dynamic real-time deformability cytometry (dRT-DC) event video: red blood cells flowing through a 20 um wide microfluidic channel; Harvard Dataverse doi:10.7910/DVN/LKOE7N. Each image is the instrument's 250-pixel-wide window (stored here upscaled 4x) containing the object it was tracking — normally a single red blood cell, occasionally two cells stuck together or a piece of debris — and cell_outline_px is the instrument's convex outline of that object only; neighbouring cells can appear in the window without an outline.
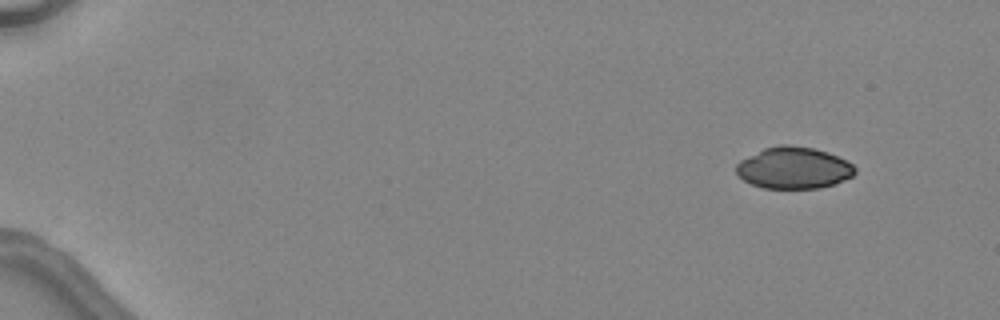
{"species": "common noctule bat (a hibernating species)", "species_latin": "Nyctalus noctula", "temperature_condition": "warm", "stored_images_in_passage": 5, "camera_frame_rate_fps": 3000, "um_per_image_px": 0.085, "animal": {"sex": "female", "body_mass_g": 24.6, "forearm_length_mm": 56.2}, "frame": {"image": 1, "passage_image": 1, "time_ms": 0.0, "image_size_px": [1000, 320], "cell_outline_px": [[856, 172], [852, 176], [836, 184], [820, 188], [764, 188], [752, 184], [744, 180], [736, 172], [736, 164], [740, 160], [764, 148], [780, 144], [788, 144], [812, 148], [828, 152], [852, 164], [856, 168]], "centroid_in_image_um": [67.47, 14.27], "position_along_channel_um": 17.5, "area_um2": 28.78}}